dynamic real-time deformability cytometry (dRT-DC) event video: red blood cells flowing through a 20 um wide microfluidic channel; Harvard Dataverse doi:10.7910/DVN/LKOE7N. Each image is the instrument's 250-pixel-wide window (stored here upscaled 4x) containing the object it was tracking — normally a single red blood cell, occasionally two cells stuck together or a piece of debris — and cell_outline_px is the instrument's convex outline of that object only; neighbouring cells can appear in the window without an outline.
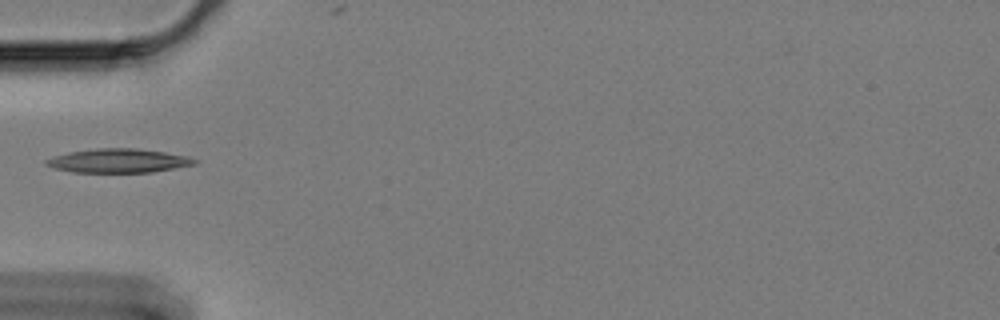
{"species": "Egyptian fruit bat (a non-hibernating species)", "species_latin": "Rousettus aegyptiacus", "temperature_condition": "cold", "stored_images_in_passage": 41, "camera_frame_rate_fps": 3000, "um_per_image_px": 0.085, "animal": {"sex": "female"}, "frame": {"image": 1, "passage_image": 1, "time_ms": 0.0, "image_size_px": [1000, 320], "cell_outline_px": [[196, 164], [152, 172], [72, 172], [56, 168], [44, 164], [44, 160], [56, 156], [72, 152], [96, 148], [136, 148], [164, 152], [188, 156], [196, 160]], "centroid_in_image_um": [10.08, 13.66], "position_along_channel_um": 74.9, "area_um2": 20.4}}
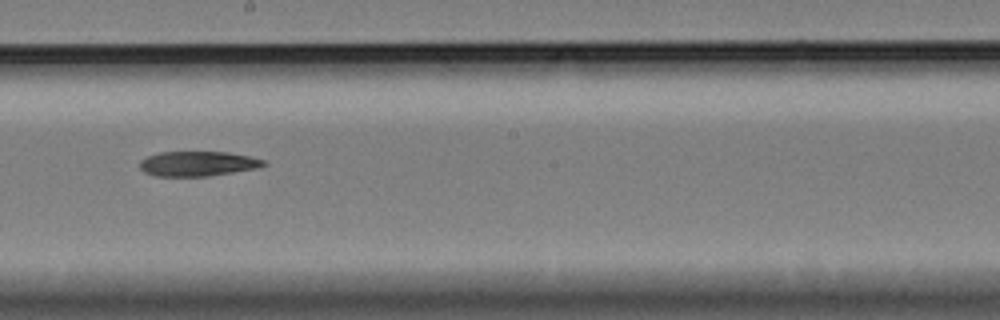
{"frame": {"image": 2, "passage_image": 15, "time_ms": 4.667, "image_size_px": [1000, 320], "cell_outline_px": [[268, 164], [256, 168], [208, 176], [156, 176], [144, 172], [140, 168], [140, 160], [148, 156], [160, 152], [228, 152], [248, 156], [264, 160]], "centroid_in_image_um": [16.79, 13.91], "position_along_channel_um": 231.4, "area_um2": 17.8}}
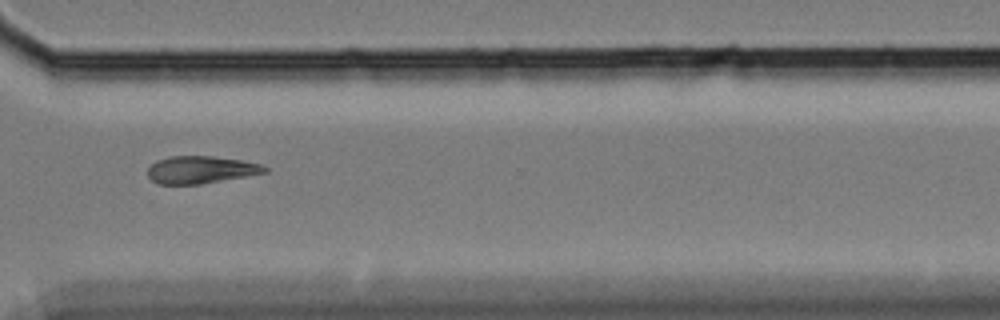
{"frame": {"image": 3, "passage_image": 26, "time_ms": 8.333, "image_size_px": [1000, 320], "cell_outline_px": [[268, 172], [200, 184], [160, 184], [152, 180], [148, 176], [148, 168], [156, 160], [168, 156], [212, 156], [240, 160], [260, 164], [268, 168]], "centroid_in_image_um": [17.05, 14.42], "position_along_channel_um": 353.6, "area_um2": 18.55}}